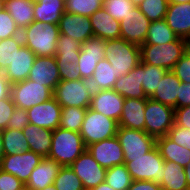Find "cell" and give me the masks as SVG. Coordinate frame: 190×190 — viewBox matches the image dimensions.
Returning a JSON list of instances; mask_svg holds the SVG:
<instances>
[{
	"instance_id": "obj_1",
	"label": "cell",
	"mask_w": 190,
	"mask_h": 190,
	"mask_svg": "<svg viewBox=\"0 0 190 190\" xmlns=\"http://www.w3.org/2000/svg\"><path fill=\"white\" fill-rule=\"evenodd\" d=\"M23 44L38 57L55 56L60 36L58 24L34 21L21 31Z\"/></svg>"
},
{
	"instance_id": "obj_40",
	"label": "cell",
	"mask_w": 190,
	"mask_h": 190,
	"mask_svg": "<svg viewBox=\"0 0 190 190\" xmlns=\"http://www.w3.org/2000/svg\"><path fill=\"white\" fill-rule=\"evenodd\" d=\"M102 7L100 0H65V12L88 18Z\"/></svg>"
},
{
	"instance_id": "obj_52",
	"label": "cell",
	"mask_w": 190,
	"mask_h": 190,
	"mask_svg": "<svg viewBox=\"0 0 190 190\" xmlns=\"http://www.w3.org/2000/svg\"><path fill=\"white\" fill-rule=\"evenodd\" d=\"M190 105V83H180L179 96H177V108Z\"/></svg>"
},
{
	"instance_id": "obj_32",
	"label": "cell",
	"mask_w": 190,
	"mask_h": 190,
	"mask_svg": "<svg viewBox=\"0 0 190 190\" xmlns=\"http://www.w3.org/2000/svg\"><path fill=\"white\" fill-rule=\"evenodd\" d=\"M118 78L115 69L107 59L103 58L96 65L93 76L90 79V85L94 91L109 90L113 89Z\"/></svg>"
},
{
	"instance_id": "obj_22",
	"label": "cell",
	"mask_w": 190,
	"mask_h": 190,
	"mask_svg": "<svg viewBox=\"0 0 190 190\" xmlns=\"http://www.w3.org/2000/svg\"><path fill=\"white\" fill-rule=\"evenodd\" d=\"M147 99L125 98L119 127L145 131V108Z\"/></svg>"
},
{
	"instance_id": "obj_20",
	"label": "cell",
	"mask_w": 190,
	"mask_h": 190,
	"mask_svg": "<svg viewBox=\"0 0 190 190\" xmlns=\"http://www.w3.org/2000/svg\"><path fill=\"white\" fill-rule=\"evenodd\" d=\"M167 25L178 38L190 39V2L170 3L165 15Z\"/></svg>"
},
{
	"instance_id": "obj_41",
	"label": "cell",
	"mask_w": 190,
	"mask_h": 190,
	"mask_svg": "<svg viewBox=\"0 0 190 190\" xmlns=\"http://www.w3.org/2000/svg\"><path fill=\"white\" fill-rule=\"evenodd\" d=\"M54 185L57 190H85L82 181L68 166L59 169Z\"/></svg>"
},
{
	"instance_id": "obj_50",
	"label": "cell",
	"mask_w": 190,
	"mask_h": 190,
	"mask_svg": "<svg viewBox=\"0 0 190 190\" xmlns=\"http://www.w3.org/2000/svg\"><path fill=\"white\" fill-rule=\"evenodd\" d=\"M0 190H25V185L14 175L0 170Z\"/></svg>"
},
{
	"instance_id": "obj_55",
	"label": "cell",
	"mask_w": 190,
	"mask_h": 190,
	"mask_svg": "<svg viewBox=\"0 0 190 190\" xmlns=\"http://www.w3.org/2000/svg\"><path fill=\"white\" fill-rule=\"evenodd\" d=\"M91 190H114L107 183H100L98 186L92 188Z\"/></svg>"
},
{
	"instance_id": "obj_33",
	"label": "cell",
	"mask_w": 190,
	"mask_h": 190,
	"mask_svg": "<svg viewBox=\"0 0 190 190\" xmlns=\"http://www.w3.org/2000/svg\"><path fill=\"white\" fill-rule=\"evenodd\" d=\"M81 42L60 34L55 58L57 63H77L80 55Z\"/></svg>"
},
{
	"instance_id": "obj_3",
	"label": "cell",
	"mask_w": 190,
	"mask_h": 190,
	"mask_svg": "<svg viewBox=\"0 0 190 190\" xmlns=\"http://www.w3.org/2000/svg\"><path fill=\"white\" fill-rule=\"evenodd\" d=\"M187 51V40L177 38L175 41L161 45H141V62L152 66L172 70L182 55Z\"/></svg>"
},
{
	"instance_id": "obj_17",
	"label": "cell",
	"mask_w": 190,
	"mask_h": 190,
	"mask_svg": "<svg viewBox=\"0 0 190 190\" xmlns=\"http://www.w3.org/2000/svg\"><path fill=\"white\" fill-rule=\"evenodd\" d=\"M28 79L54 91L61 81L55 56L36 57Z\"/></svg>"
},
{
	"instance_id": "obj_54",
	"label": "cell",
	"mask_w": 190,
	"mask_h": 190,
	"mask_svg": "<svg viewBox=\"0 0 190 190\" xmlns=\"http://www.w3.org/2000/svg\"><path fill=\"white\" fill-rule=\"evenodd\" d=\"M11 83L4 76L3 72H0V100L10 97Z\"/></svg>"
},
{
	"instance_id": "obj_49",
	"label": "cell",
	"mask_w": 190,
	"mask_h": 190,
	"mask_svg": "<svg viewBox=\"0 0 190 190\" xmlns=\"http://www.w3.org/2000/svg\"><path fill=\"white\" fill-rule=\"evenodd\" d=\"M16 106L11 96L0 100V129H6L7 123L10 121L11 115Z\"/></svg>"
},
{
	"instance_id": "obj_16",
	"label": "cell",
	"mask_w": 190,
	"mask_h": 190,
	"mask_svg": "<svg viewBox=\"0 0 190 190\" xmlns=\"http://www.w3.org/2000/svg\"><path fill=\"white\" fill-rule=\"evenodd\" d=\"M29 123L52 131L60 126L62 107L54 99L44 101L27 110Z\"/></svg>"
},
{
	"instance_id": "obj_58",
	"label": "cell",
	"mask_w": 190,
	"mask_h": 190,
	"mask_svg": "<svg viewBox=\"0 0 190 190\" xmlns=\"http://www.w3.org/2000/svg\"><path fill=\"white\" fill-rule=\"evenodd\" d=\"M169 4L170 3H177V4H183L186 2H190V0H168Z\"/></svg>"
},
{
	"instance_id": "obj_9",
	"label": "cell",
	"mask_w": 190,
	"mask_h": 190,
	"mask_svg": "<svg viewBox=\"0 0 190 190\" xmlns=\"http://www.w3.org/2000/svg\"><path fill=\"white\" fill-rule=\"evenodd\" d=\"M10 96L18 108L28 110L53 98V91L29 79L11 84Z\"/></svg>"
},
{
	"instance_id": "obj_44",
	"label": "cell",
	"mask_w": 190,
	"mask_h": 190,
	"mask_svg": "<svg viewBox=\"0 0 190 190\" xmlns=\"http://www.w3.org/2000/svg\"><path fill=\"white\" fill-rule=\"evenodd\" d=\"M21 35L11 15L4 9L0 12V40Z\"/></svg>"
},
{
	"instance_id": "obj_51",
	"label": "cell",
	"mask_w": 190,
	"mask_h": 190,
	"mask_svg": "<svg viewBox=\"0 0 190 190\" xmlns=\"http://www.w3.org/2000/svg\"><path fill=\"white\" fill-rule=\"evenodd\" d=\"M174 123L178 126L190 129V105L175 109Z\"/></svg>"
},
{
	"instance_id": "obj_42",
	"label": "cell",
	"mask_w": 190,
	"mask_h": 190,
	"mask_svg": "<svg viewBox=\"0 0 190 190\" xmlns=\"http://www.w3.org/2000/svg\"><path fill=\"white\" fill-rule=\"evenodd\" d=\"M168 5V0H144L138 8L152 22L165 19Z\"/></svg>"
},
{
	"instance_id": "obj_11",
	"label": "cell",
	"mask_w": 190,
	"mask_h": 190,
	"mask_svg": "<svg viewBox=\"0 0 190 190\" xmlns=\"http://www.w3.org/2000/svg\"><path fill=\"white\" fill-rule=\"evenodd\" d=\"M43 157L33 151H27L15 155H5L0 162V170L14 175L24 185L30 174L42 161Z\"/></svg>"
},
{
	"instance_id": "obj_26",
	"label": "cell",
	"mask_w": 190,
	"mask_h": 190,
	"mask_svg": "<svg viewBox=\"0 0 190 190\" xmlns=\"http://www.w3.org/2000/svg\"><path fill=\"white\" fill-rule=\"evenodd\" d=\"M27 139L30 151L41 155L43 158L49 156L52 145L53 131L47 128H40L32 123L22 130Z\"/></svg>"
},
{
	"instance_id": "obj_61",
	"label": "cell",
	"mask_w": 190,
	"mask_h": 190,
	"mask_svg": "<svg viewBox=\"0 0 190 190\" xmlns=\"http://www.w3.org/2000/svg\"><path fill=\"white\" fill-rule=\"evenodd\" d=\"M5 9V0H0V12Z\"/></svg>"
},
{
	"instance_id": "obj_15",
	"label": "cell",
	"mask_w": 190,
	"mask_h": 190,
	"mask_svg": "<svg viewBox=\"0 0 190 190\" xmlns=\"http://www.w3.org/2000/svg\"><path fill=\"white\" fill-rule=\"evenodd\" d=\"M86 150L105 169L124 164L123 149L116 136L93 143Z\"/></svg>"
},
{
	"instance_id": "obj_34",
	"label": "cell",
	"mask_w": 190,
	"mask_h": 190,
	"mask_svg": "<svg viewBox=\"0 0 190 190\" xmlns=\"http://www.w3.org/2000/svg\"><path fill=\"white\" fill-rule=\"evenodd\" d=\"M177 38L165 19H162L151 22L145 43L142 45L167 44L175 41Z\"/></svg>"
},
{
	"instance_id": "obj_10",
	"label": "cell",
	"mask_w": 190,
	"mask_h": 190,
	"mask_svg": "<svg viewBox=\"0 0 190 190\" xmlns=\"http://www.w3.org/2000/svg\"><path fill=\"white\" fill-rule=\"evenodd\" d=\"M116 137L124 158L144 156L156 146V139L141 130L118 127Z\"/></svg>"
},
{
	"instance_id": "obj_2",
	"label": "cell",
	"mask_w": 190,
	"mask_h": 190,
	"mask_svg": "<svg viewBox=\"0 0 190 190\" xmlns=\"http://www.w3.org/2000/svg\"><path fill=\"white\" fill-rule=\"evenodd\" d=\"M84 151L86 146L80 133L60 127L53 131L49 159L69 167Z\"/></svg>"
},
{
	"instance_id": "obj_48",
	"label": "cell",
	"mask_w": 190,
	"mask_h": 190,
	"mask_svg": "<svg viewBox=\"0 0 190 190\" xmlns=\"http://www.w3.org/2000/svg\"><path fill=\"white\" fill-rule=\"evenodd\" d=\"M61 81H75L82 79L77 63H57Z\"/></svg>"
},
{
	"instance_id": "obj_23",
	"label": "cell",
	"mask_w": 190,
	"mask_h": 190,
	"mask_svg": "<svg viewBox=\"0 0 190 190\" xmlns=\"http://www.w3.org/2000/svg\"><path fill=\"white\" fill-rule=\"evenodd\" d=\"M36 57L29 48L23 45L16 53L12 63L3 72L4 76L11 84L28 79Z\"/></svg>"
},
{
	"instance_id": "obj_27",
	"label": "cell",
	"mask_w": 190,
	"mask_h": 190,
	"mask_svg": "<svg viewBox=\"0 0 190 190\" xmlns=\"http://www.w3.org/2000/svg\"><path fill=\"white\" fill-rule=\"evenodd\" d=\"M180 83L181 81L171 70L167 71L150 99L176 109Z\"/></svg>"
},
{
	"instance_id": "obj_39",
	"label": "cell",
	"mask_w": 190,
	"mask_h": 190,
	"mask_svg": "<svg viewBox=\"0 0 190 190\" xmlns=\"http://www.w3.org/2000/svg\"><path fill=\"white\" fill-rule=\"evenodd\" d=\"M87 108H62L60 128L80 133Z\"/></svg>"
},
{
	"instance_id": "obj_25",
	"label": "cell",
	"mask_w": 190,
	"mask_h": 190,
	"mask_svg": "<svg viewBox=\"0 0 190 190\" xmlns=\"http://www.w3.org/2000/svg\"><path fill=\"white\" fill-rule=\"evenodd\" d=\"M94 36L104 40L120 38V22L102 7L89 17Z\"/></svg>"
},
{
	"instance_id": "obj_62",
	"label": "cell",
	"mask_w": 190,
	"mask_h": 190,
	"mask_svg": "<svg viewBox=\"0 0 190 190\" xmlns=\"http://www.w3.org/2000/svg\"><path fill=\"white\" fill-rule=\"evenodd\" d=\"M187 51L190 53V39L187 40Z\"/></svg>"
},
{
	"instance_id": "obj_35",
	"label": "cell",
	"mask_w": 190,
	"mask_h": 190,
	"mask_svg": "<svg viewBox=\"0 0 190 190\" xmlns=\"http://www.w3.org/2000/svg\"><path fill=\"white\" fill-rule=\"evenodd\" d=\"M141 65V78H142V88L147 98H150L158 88V84L162 80L167 69L145 64L140 61Z\"/></svg>"
},
{
	"instance_id": "obj_14",
	"label": "cell",
	"mask_w": 190,
	"mask_h": 190,
	"mask_svg": "<svg viewBox=\"0 0 190 190\" xmlns=\"http://www.w3.org/2000/svg\"><path fill=\"white\" fill-rule=\"evenodd\" d=\"M151 21L135 7L120 21V38L141 46L145 43Z\"/></svg>"
},
{
	"instance_id": "obj_8",
	"label": "cell",
	"mask_w": 190,
	"mask_h": 190,
	"mask_svg": "<svg viewBox=\"0 0 190 190\" xmlns=\"http://www.w3.org/2000/svg\"><path fill=\"white\" fill-rule=\"evenodd\" d=\"M175 109L150 98L146 101L145 132L155 139L164 137L174 125Z\"/></svg>"
},
{
	"instance_id": "obj_47",
	"label": "cell",
	"mask_w": 190,
	"mask_h": 190,
	"mask_svg": "<svg viewBox=\"0 0 190 190\" xmlns=\"http://www.w3.org/2000/svg\"><path fill=\"white\" fill-rule=\"evenodd\" d=\"M29 124L28 112L23 108L16 107L11 115L10 121L7 123V128L14 130H23Z\"/></svg>"
},
{
	"instance_id": "obj_57",
	"label": "cell",
	"mask_w": 190,
	"mask_h": 190,
	"mask_svg": "<svg viewBox=\"0 0 190 190\" xmlns=\"http://www.w3.org/2000/svg\"><path fill=\"white\" fill-rule=\"evenodd\" d=\"M183 169H184V172L186 175V181L190 190V162Z\"/></svg>"
},
{
	"instance_id": "obj_18",
	"label": "cell",
	"mask_w": 190,
	"mask_h": 190,
	"mask_svg": "<svg viewBox=\"0 0 190 190\" xmlns=\"http://www.w3.org/2000/svg\"><path fill=\"white\" fill-rule=\"evenodd\" d=\"M124 97L115 92L113 89L94 91L90 108L99 112L107 118H112L119 123Z\"/></svg>"
},
{
	"instance_id": "obj_45",
	"label": "cell",
	"mask_w": 190,
	"mask_h": 190,
	"mask_svg": "<svg viewBox=\"0 0 190 190\" xmlns=\"http://www.w3.org/2000/svg\"><path fill=\"white\" fill-rule=\"evenodd\" d=\"M183 83H190V53L186 51L171 70Z\"/></svg>"
},
{
	"instance_id": "obj_38",
	"label": "cell",
	"mask_w": 190,
	"mask_h": 190,
	"mask_svg": "<svg viewBox=\"0 0 190 190\" xmlns=\"http://www.w3.org/2000/svg\"><path fill=\"white\" fill-rule=\"evenodd\" d=\"M23 45L21 35L0 40V72H4L12 63L16 53Z\"/></svg>"
},
{
	"instance_id": "obj_46",
	"label": "cell",
	"mask_w": 190,
	"mask_h": 190,
	"mask_svg": "<svg viewBox=\"0 0 190 190\" xmlns=\"http://www.w3.org/2000/svg\"><path fill=\"white\" fill-rule=\"evenodd\" d=\"M167 136L174 143L190 150V129L178 126L174 123L173 127L168 131Z\"/></svg>"
},
{
	"instance_id": "obj_37",
	"label": "cell",
	"mask_w": 190,
	"mask_h": 190,
	"mask_svg": "<svg viewBox=\"0 0 190 190\" xmlns=\"http://www.w3.org/2000/svg\"><path fill=\"white\" fill-rule=\"evenodd\" d=\"M133 181L126 164L116 165L106 169L105 183L114 190H127Z\"/></svg>"
},
{
	"instance_id": "obj_30",
	"label": "cell",
	"mask_w": 190,
	"mask_h": 190,
	"mask_svg": "<svg viewBox=\"0 0 190 190\" xmlns=\"http://www.w3.org/2000/svg\"><path fill=\"white\" fill-rule=\"evenodd\" d=\"M5 10L14 19L20 31L35 21L34 3L29 0H5Z\"/></svg>"
},
{
	"instance_id": "obj_19",
	"label": "cell",
	"mask_w": 190,
	"mask_h": 190,
	"mask_svg": "<svg viewBox=\"0 0 190 190\" xmlns=\"http://www.w3.org/2000/svg\"><path fill=\"white\" fill-rule=\"evenodd\" d=\"M60 34L84 43L94 36L91 21L88 17L64 12L59 21Z\"/></svg>"
},
{
	"instance_id": "obj_21",
	"label": "cell",
	"mask_w": 190,
	"mask_h": 190,
	"mask_svg": "<svg viewBox=\"0 0 190 190\" xmlns=\"http://www.w3.org/2000/svg\"><path fill=\"white\" fill-rule=\"evenodd\" d=\"M62 166L48 157L43 158L40 164L30 174L25 184V190H42L54 184L59 169Z\"/></svg>"
},
{
	"instance_id": "obj_28",
	"label": "cell",
	"mask_w": 190,
	"mask_h": 190,
	"mask_svg": "<svg viewBox=\"0 0 190 190\" xmlns=\"http://www.w3.org/2000/svg\"><path fill=\"white\" fill-rule=\"evenodd\" d=\"M65 12V0H39L34 3V19L42 23L59 24Z\"/></svg>"
},
{
	"instance_id": "obj_24",
	"label": "cell",
	"mask_w": 190,
	"mask_h": 190,
	"mask_svg": "<svg viewBox=\"0 0 190 190\" xmlns=\"http://www.w3.org/2000/svg\"><path fill=\"white\" fill-rule=\"evenodd\" d=\"M113 90L124 98L148 99L142 88L141 65L138 64L129 73L120 76Z\"/></svg>"
},
{
	"instance_id": "obj_59",
	"label": "cell",
	"mask_w": 190,
	"mask_h": 190,
	"mask_svg": "<svg viewBox=\"0 0 190 190\" xmlns=\"http://www.w3.org/2000/svg\"><path fill=\"white\" fill-rule=\"evenodd\" d=\"M131 3H133L136 7H138L144 0H129Z\"/></svg>"
},
{
	"instance_id": "obj_31",
	"label": "cell",
	"mask_w": 190,
	"mask_h": 190,
	"mask_svg": "<svg viewBox=\"0 0 190 190\" xmlns=\"http://www.w3.org/2000/svg\"><path fill=\"white\" fill-rule=\"evenodd\" d=\"M165 173L159 183L163 190H189L183 167L172 161L164 162Z\"/></svg>"
},
{
	"instance_id": "obj_56",
	"label": "cell",
	"mask_w": 190,
	"mask_h": 190,
	"mask_svg": "<svg viewBox=\"0 0 190 190\" xmlns=\"http://www.w3.org/2000/svg\"><path fill=\"white\" fill-rule=\"evenodd\" d=\"M4 156H5V151H4L2 130L0 129V162L3 159Z\"/></svg>"
},
{
	"instance_id": "obj_53",
	"label": "cell",
	"mask_w": 190,
	"mask_h": 190,
	"mask_svg": "<svg viewBox=\"0 0 190 190\" xmlns=\"http://www.w3.org/2000/svg\"><path fill=\"white\" fill-rule=\"evenodd\" d=\"M127 190H163V188L153 181H133Z\"/></svg>"
},
{
	"instance_id": "obj_7",
	"label": "cell",
	"mask_w": 190,
	"mask_h": 190,
	"mask_svg": "<svg viewBox=\"0 0 190 190\" xmlns=\"http://www.w3.org/2000/svg\"><path fill=\"white\" fill-rule=\"evenodd\" d=\"M118 127L117 121L107 118L89 107L84 116L80 135L84 145L87 147L93 143L115 137Z\"/></svg>"
},
{
	"instance_id": "obj_4",
	"label": "cell",
	"mask_w": 190,
	"mask_h": 190,
	"mask_svg": "<svg viewBox=\"0 0 190 190\" xmlns=\"http://www.w3.org/2000/svg\"><path fill=\"white\" fill-rule=\"evenodd\" d=\"M104 58L111 64L117 73V77L126 75L141 61L140 46L126 40H106Z\"/></svg>"
},
{
	"instance_id": "obj_43",
	"label": "cell",
	"mask_w": 190,
	"mask_h": 190,
	"mask_svg": "<svg viewBox=\"0 0 190 190\" xmlns=\"http://www.w3.org/2000/svg\"><path fill=\"white\" fill-rule=\"evenodd\" d=\"M136 6L129 0H105L103 3V8L110 14V16L121 21L125 16L132 12Z\"/></svg>"
},
{
	"instance_id": "obj_36",
	"label": "cell",
	"mask_w": 190,
	"mask_h": 190,
	"mask_svg": "<svg viewBox=\"0 0 190 190\" xmlns=\"http://www.w3.org/2000/svg\"><path fill=\"white\" fill-rule=\"evenodd\" d=\"M5 155H15L30 151L22 130L6 128L2 130Z\"/></svg>"
},
{
	"instance_id": "obj_63",
	"label": "cell",
	"mask_w": 190,
	"mask_h": 190,
	"mask_svg": "<svg viewBox=\"0 0 190 190\" xmlns=\"http://www.w3.org/2000/svg\"><path fill=\"white\" fill-rule=\"evenodd\" d=\"M31 3H37L39 0H29Z\"/></svg>"
},
{
	"instance_id": "obj_12",
	"label": "cell",
	"mask_w": 190,
	"mask_h": 190,
	"mask_svg": "<svg viewBox=\"0 0 190 190\" xmlns=\"http://www.w3.org/2000/svg\"><path fill=\"white\" fill-rule=\"evenodd\" d=\"M105 47L106 40L96 36L90 37L81 44L77 68L82 79L90 81L96 65L104 58Z\"/></svg>"
},
{
	"instance_id": "obj_29",
	"label": "cell",
	"mask_w": 190,
	"mask_h": 190,
	"mask_svg": "<svg viewBox=\"0 0 190 190\" xmlns=\"http://www.w3.org/2000/svg\"><path fill=\"white\" fill-rule=\"evenodd\" d=\"M156 146L165 161L175 162L183 168L190 162V150L174 143L167 135L156 139Z\"/></svg>"
},
{
	"instance_id": "obj_6",
	"label": "cell",
	"mask_w": 190,
	"mask_h": 190,
	"mask_svg": "<svg viewBox=\"0 0 190 190\" xmlns=\"http://www.w3.org/2000/svg\"><path fill=\"white\" fill-rule=\"evenodd\" d=\"M94 89L89 80L60 81L53 91V98L64 107L89 108Z\"/></svg>"
},
{
	"instance_id": "obj_60",
	"label": "cell",
	"mask_w": 190,
	"mask_h": 190,
	"mask_svg": "<svg viewBox=\"0 0 190 190\" xmlns=\"http://www.w3.org/2000/svg\"><path fill=\"white\" fill-rule=\"evenodd\" d=\"M42 190H57V189H56V186L54 184H52V185H49V186H47L46 188H44Z\"/></svg>"
},
{
	"instance_id": "obj_5",
	"label": "cell",
	"mask_w": 190,
	"mask_h": 190,
	"mask_svg": "<svg viewBox=\"0 0 190 190\" xmlns=\"http://www.w3.org/2000/svg\"><path fill=\"white\" fill-rule=\"evenodd\" d=\"M164 162L157 146L144 156L124 158V164L134 181L160 183L165 173Z\"/></svg>"
},
{
	"instance_id": "obj_13",
	"label": "cell",
	"mask_w": 190,
	"mask_h": 190,
	"mask_svg": "<svg viewBox=\"0 0 190 190\" xmlns=\"http://www.w3.org/2000/svg\"><path fill=\"white\" fill-rule=\"evenodd\" d=\"M69 167L82 181L85 190H91L100 183L105 182L106 169L100 166L87 150Z\"/></svg>"
}]
</instances>
